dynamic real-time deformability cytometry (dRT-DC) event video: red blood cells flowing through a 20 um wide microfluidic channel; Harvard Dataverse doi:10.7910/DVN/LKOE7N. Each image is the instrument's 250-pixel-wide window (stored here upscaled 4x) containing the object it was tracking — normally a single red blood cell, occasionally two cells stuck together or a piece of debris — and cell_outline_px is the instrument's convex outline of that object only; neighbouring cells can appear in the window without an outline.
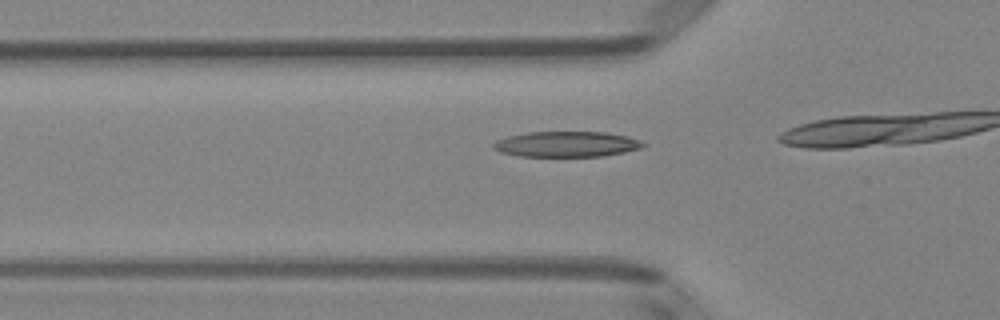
{"species": "Egyptian fruit bat (a non-hibernating species)", "species_latin": "Rousettus aegyptiacus", "temperature_condition": "room temperature", "stored_images_in_passage": 11, "camera_frame_rate_fps": 3000, "um_per_image_px": 0.085, "animal": {"sex": "female"}, "frame": {"image": 1, "passage_image": 7, "time_ms": 2.0, "image_size_px": [1000, 320], "cell_outline_px": [[648, 144], [644, 148], [604, 156], [520, 156], [500, 152], [492, 148], [492, 144], [496, 140], [508, 136], [528, 132], [604, 132], [628, 136], [640, 140]], "centroid_in_image_um": [48.19, 12.25], "position_along_channel_um": 77.6, "area_um2": 22.43}}
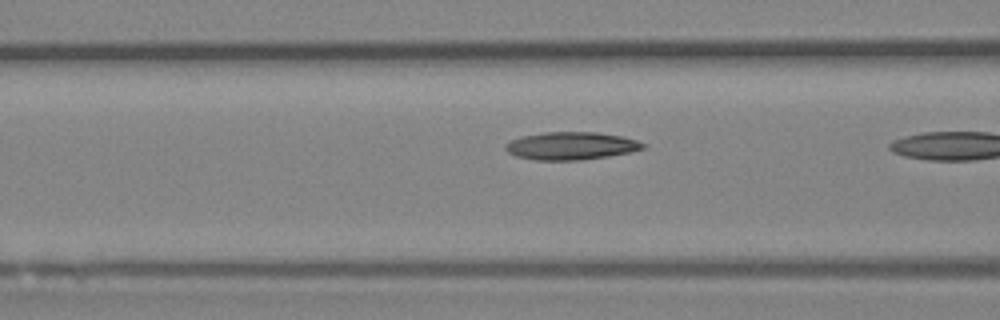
{"frame": {"image": 2, "passage_image": 10, "time_ms": 3.0, "image_size_px": [1000, 320], "cell_outline_px": [[648, 144], [644, 148], [628, 152], [608, 156], [584, 160], [536, 160], [516, 156], [508, 152], [504, 148], [504, 144], [512, 140], [524, 136], [544, 132], [596, 132], [620, 136], [636, 140]], "centroid_in_image_um": [48.54, 12.4], "position_along_channel_um": 118.1, "area_um2": 22.14}}